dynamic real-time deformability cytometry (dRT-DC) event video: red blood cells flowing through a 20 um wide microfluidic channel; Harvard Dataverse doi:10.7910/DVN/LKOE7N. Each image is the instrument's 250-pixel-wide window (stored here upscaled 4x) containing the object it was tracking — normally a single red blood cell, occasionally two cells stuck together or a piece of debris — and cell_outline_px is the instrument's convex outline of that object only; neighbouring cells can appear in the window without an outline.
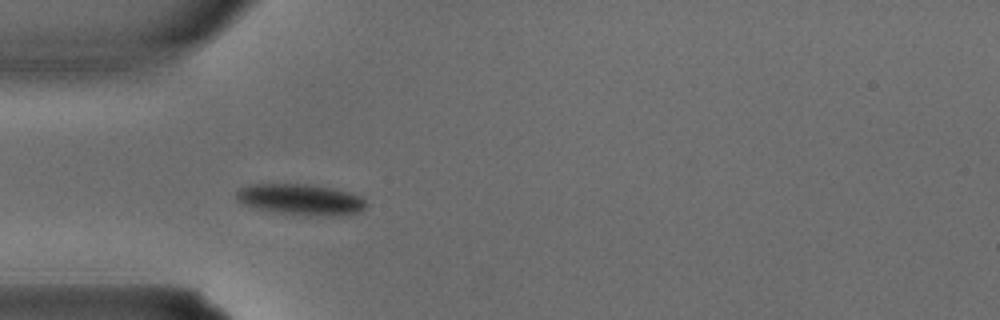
{"species": "common noctule bat (a hibernating species)", "species_latin": "Nyctalus noctula", "temperature_condition": "warm", "stored_images_in_passage": 3, "camera_frame_rate_fps": 3000, "um_per_image_px": 0.085, "animal": {"sex": "male", "body_mass_g": 15.6}, "frame": {"image": 1, "passage_image": 3, "time_ms": 0.667, "image_size_px": [1000, 320], "cell_outline_px": [[368, 204], [360, 212], [344, 216], [328, 216], [280, 212], [256, 208], [244, 204], [236, 200], [236, 192], [240, 188], [248, 184], [316, 184], [336, 188], [352, 192], [360, 196]], "centroid_in_image_um": [25.62, 16.93], "position_along_channel_um": 59.4, "area_um2": 23.64}}